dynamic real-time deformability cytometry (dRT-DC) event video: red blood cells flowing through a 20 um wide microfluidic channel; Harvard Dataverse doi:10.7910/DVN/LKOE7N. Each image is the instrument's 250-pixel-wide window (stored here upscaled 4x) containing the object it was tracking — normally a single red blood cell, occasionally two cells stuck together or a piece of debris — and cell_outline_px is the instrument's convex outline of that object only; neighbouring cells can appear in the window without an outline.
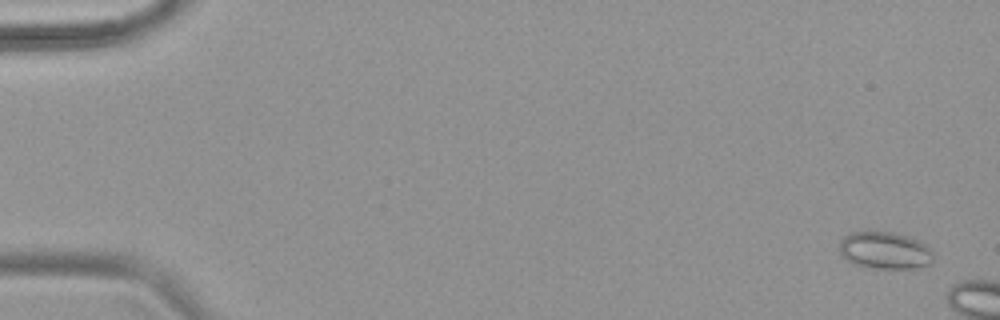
{"species": "common noctule bat (a hibernating species)", "species_latin": "Nyctalus noctula", "temperature_condition": "warm", "stored_images_in_passage": 8, "camera_frame_rate_fps": 3000, "um_per_image_px": 0.085, "animal": {"sex": "female", "body_mass_g": 18.4}, "frame": {"image": 1, "passage_image": 3, "time_ms": 0.667, "image_size_px": [1000, 320], "cell_outline_px": [[932, 260], [928, 264], [912, 268], [876, 268], [856, 264], [848, 260], [840, 252], [840, 240], [848, 232], [896, 232], [920, 240], [932, 248]], "centroid_in_image_um": [75.23, 21.26], "position_along_channel_um": 9.8, "area_um2": 20.23}}